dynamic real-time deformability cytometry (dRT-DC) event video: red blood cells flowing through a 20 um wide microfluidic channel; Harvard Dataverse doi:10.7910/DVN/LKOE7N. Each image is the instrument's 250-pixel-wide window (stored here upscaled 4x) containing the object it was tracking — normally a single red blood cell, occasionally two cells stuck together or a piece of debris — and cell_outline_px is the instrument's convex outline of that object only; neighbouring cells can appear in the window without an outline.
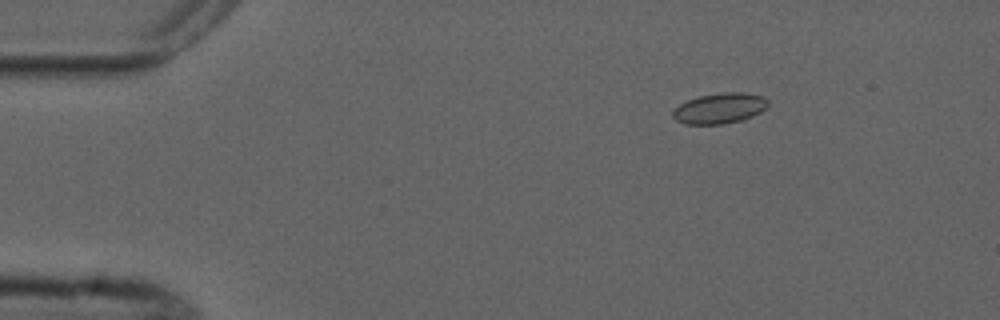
{"species": "common noctule bat (a hibernating species)", "species_latin": "Nyctalus noctula", "temperature_condition": "cold", "stored_images_in_passage": 10, "camera_frame_rate_fps": 3000, "um_per_image_px": 0.085, "animal": {"sex": "male", "forearm_length_mm": 52.5}, "frame": {"image": 1, "passage_image": 2, "time_ms": 2.333, "image_size_px": [1000, 320], "cell_outline_px": [[768, 104], [760, 112], [744, 120], [720, 124], [684, 124], [676, 120], [672, 116], [672, 112], [680, 104], [688, 100], [700, 96], [724, 92], [744, 92], [764, 96], [768, 100]], "centroid_in_image_um": [61.18, 9.2], "position_along_channel_um": 23.8, "area_um2": 16.88}}
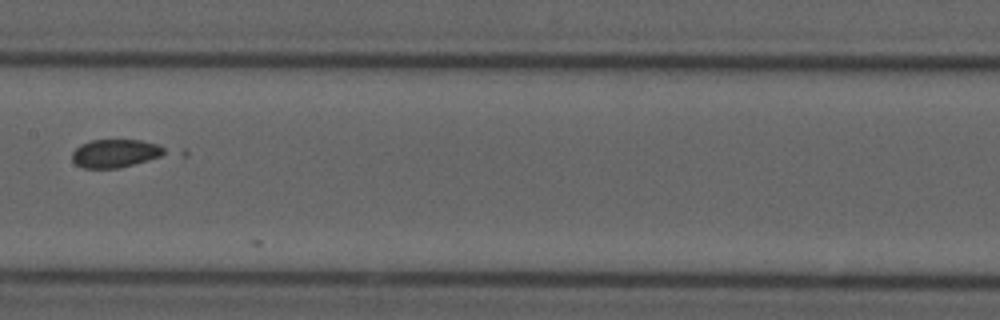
{"frame": {"image": 2, "passage_image": 8, "time_ms": 9.0, "image_size_px": [1000, 320], "cell_outline_px": [[168, 152], [160, 156], [148, 160], [116, 168], [84, 168], [76, 164], [72, 160], [72, 152], [80, 144], [92, 140], [140, 140], [160, 144], [168, 148]], "centroid_in_image_um": [9.83, 13.02], "position_along_channel_um": 197.6, "area_um2": 15.26}}
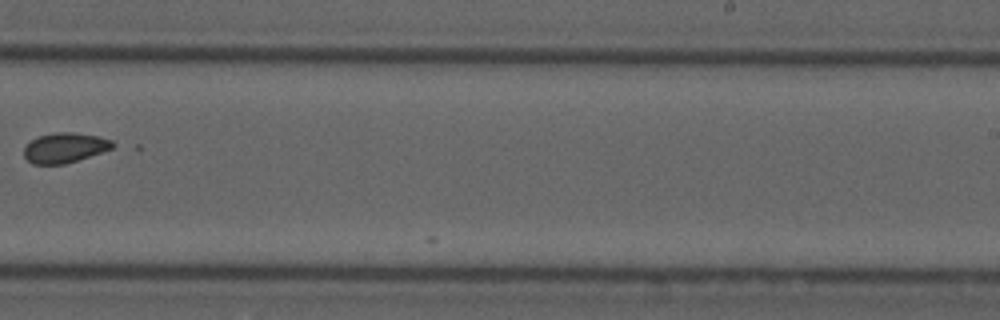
{"frame": {"image": 3, "passage_image": 10, "time_ms": 11.333, "image_size_px": [1000, 320], "cell_outline_px": [[120, 144], [112, 148], [64, 164], [32, 164], [24, 156], [24, 148], [32, 140], [40, 136], [56, 132], [72, 132], [96, 136], [112, 140]], "centroid_in_image_um": [5.53, 12.55], "position_along_channel_um": 283.5, "area_um2": 15.26}}